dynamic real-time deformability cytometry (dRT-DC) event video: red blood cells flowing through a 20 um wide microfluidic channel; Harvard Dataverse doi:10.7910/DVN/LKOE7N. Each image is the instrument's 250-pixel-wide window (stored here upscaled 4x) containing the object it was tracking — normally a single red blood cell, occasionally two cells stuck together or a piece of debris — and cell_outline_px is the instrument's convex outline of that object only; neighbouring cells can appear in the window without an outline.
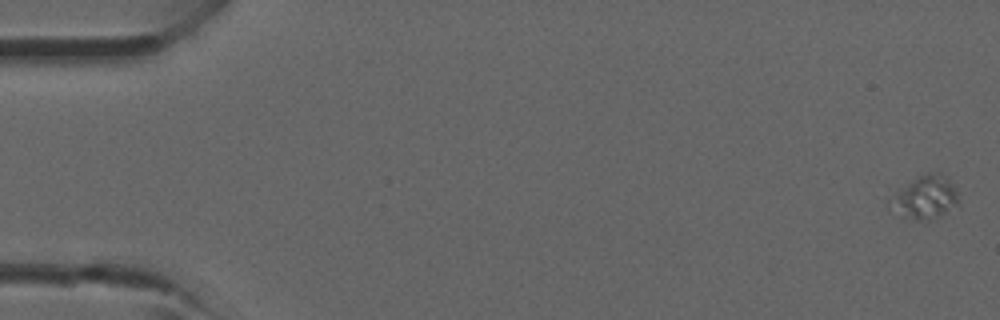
{"species": "common noctule bat (a hibernating species)", "species_latin": "Nyctalus noctula", "temperature_condition": "room temperature", "stored_images_in_passage": 4, "camera_frame_rate_fps": 3000, "um_per_image_px": 0.085, "animal": {"sex": "male", "forearm_length_mm": 52.5}, "frame": {"image": 1, "passage_image": 1, "time_ms": 0.0, "image_size_px": [1000, 320], "cell_outline_px": [[956, 204], [932, 220], [916, 220], [904, 216], [888, 208], [888, 200], [896, 192], [924, 172], [940, 172], [948, 176], [956, 192]], "centroid_in_image_um": [78.59, 16.75], "position_along_channel_um": 6.4, "area_um2": 16.88}}
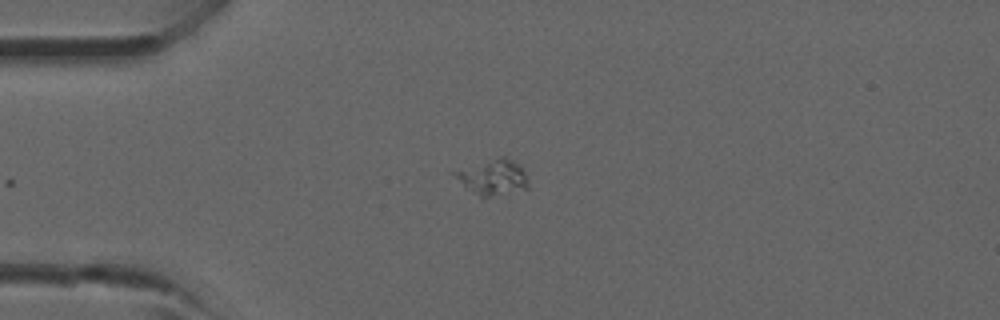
{"frame": {"image": 2, "passage_image": 4, "time_ms": 3.333, "image_size_px": [1000, 320], "cell_outline_px": [[528, 188], [488, 196], [480, 196], [448, 172], [500, 156], [504, 156], [520, 164], [528, 180]], "centroid_in_image_um": [41.9, 15.01], "position_along_channel_um": 43.1, "area_um2": 14.8}}